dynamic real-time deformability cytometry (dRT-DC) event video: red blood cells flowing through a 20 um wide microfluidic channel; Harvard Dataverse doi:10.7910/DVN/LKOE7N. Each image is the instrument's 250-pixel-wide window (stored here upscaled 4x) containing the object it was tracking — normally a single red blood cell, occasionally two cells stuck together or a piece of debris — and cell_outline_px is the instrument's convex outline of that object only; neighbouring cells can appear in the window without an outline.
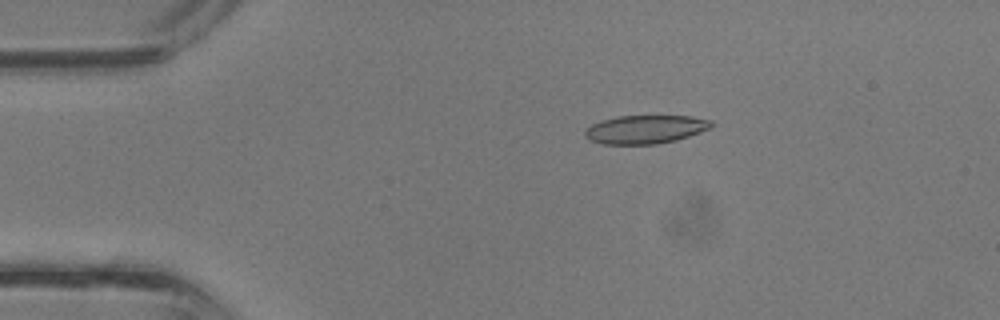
{"species": "common noctule bat (a hibernating species)", "species_latin": "Nyctalus noctula", "temperature_condition": "room temperature", "stored_images_in_passage": 37, "camera_frame_rate_fps": 3000, "um_per_image_px": 0.085, "animal": {"sex": "male", "body_mass_g": 13.3}, "frame": {"image": 1, "passage_image": 6, "time_ms": 1.667, "image_size_px": [1000, 320], "cell_outline_px": [[712, 124], [708, 128], [688, 136], [676, 140], [656, 144], [604, 144], [592, 140], [584, 136], [584, 132], [592, 124], [604, 120], [620, 116], [688, 116], [708, 120]], "centroid_in_image_um": [54.81, 11.0], "position_along_channel_um": 30.2, "area_um2": 20.4}}
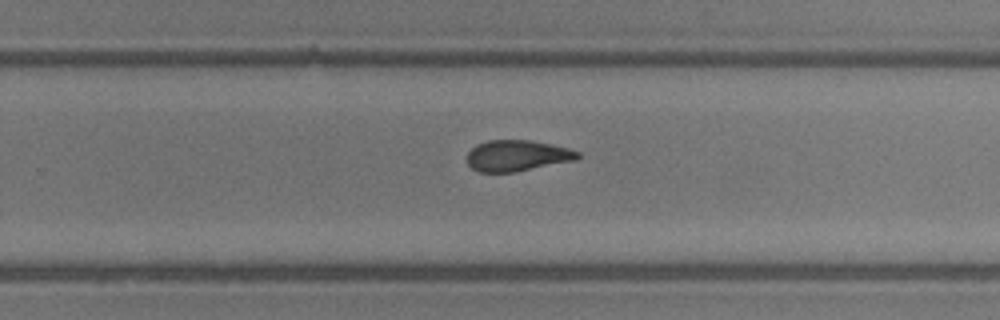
{"frame": {"image": 2, "passage_image": 23, "time_ms": 7.333, "image_size_px": [1000, 320], "cell_outline_px": [[580, 156], [576, 160], [516, 172], [480, 172], [472, 168], [468, 164], [468, 152], [476, 144], [488, 140], [528, 140], [568, 148], [580, 152]], "centroid_in_image_um": [43.96, 13.23], "position_along_channel_um": 285.8, "area_um2": 19.94}}
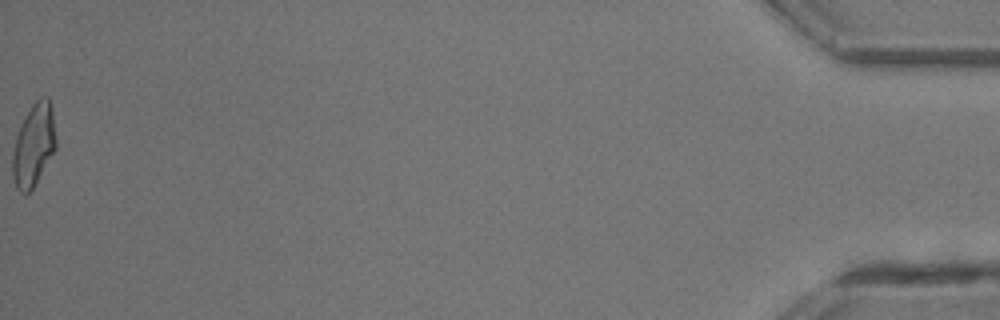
{"frame": {"image": 3, "passage_image": 37, "time_ms": 12.0, "image_size_px": [1000, 320], "cell_outline_px": [[56, 148], [32, 188], [28, 192], [20, 192], [16, 188], [12, 176], [12, 156], [16, 136], [32, 104], [40, 96], [48, 96], [52, 112], [56, 140]], "centroid_in_image_um": [2.86, 12.32], "position_along_channel_um": 432.3, "area_um2": 20.4}}